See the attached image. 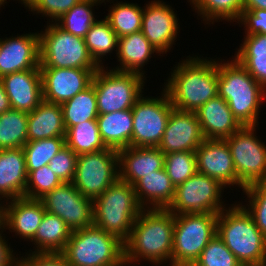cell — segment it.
I'll return each instance as SVG.
<instances>
[{
  "instance_id": "27",
  "label": "cell",
  "mask_w": 266,
  "mask_h": 266,
  "mask_svg": "<svg viewBox=\"0 0 266 266\" xmlns=\"http://www.w3.org/2000/svg\"><path fill=\"white\" fill-rule=\"evenodd\" d=\"M159 51L146 39L142 31L118 39L117 58L121 66L113 70L137 73L145 76L141 69L152 54ZM142 71V72H141Z\"/></svg>"
},
{
  "instance_id": "38",
  "label": "cell",
  "mask_w": 266,
  "mask_h": 266,
  "mask_svg": "<svg viewBox=\"0 0 266 266\" xmlns=\"http://www.w3.org/2000/svg\"><path fill=\"white\" fill-rule=\"evenodd\" d=\"M65 145V137H53L27 142L22 149L25 154L28 175L32 171L47 165Z\"/></svg>"
},
{
  "instance_id": "26",
  "label": "cell",
  "mask_w": 266,
  "mask_h": 266,
  "mask_svg": "<svg viewBox=\"0 0 266 266\" xmlns=\"http://www.w3.org/2000/svg\"><path fill=\"white\" fill-rule=\"evenodd\" d=\"M66 129L61 104L43 100L28 113V142L65 137Z\"/></svg>"
},
{
  "instance_id": "24",
  "label": "cell",
  "mask_w": 266,
  "mask_h": 266,
  "mask_svg": "<svg viewBox=\"0 0 266 266\" xmlns=\"http://www.w3.org/2000/svg\"><path fill=\"white\" fill-rule=\"evenodd\" d=\"M28 172L22 148L0 150V200L25 197ZM5 197V198H4Z\"/></svg>"
},
{
  "instance_id": "39",
  "label": "cell",
  "mask_w": 266,
  "mask_h": 266,
  "mask_svg": "<svg viewBox=\"0 0 266 266\" xmlns=\"http://www.w3.org/2000/svg\"><path fill=\"white\" fill-rule=\"evenodd\" d=\"M164 169L176 187L197 172L195 151L165 154Z\"/></svg>"
},
{
  "instance_id": "17",
  "label": "cell",
  "mask_w": 266,
  "mask_h": 266,
  "mask_svg": "<svg viewBox=\"0 0 266 266\" xmlns=\"http://www.w3.org/2000/svg\"><path fill=\"white\" fill-rule=\"evenodd\" d=\"M204 140L196 113L173 108L158 148L164 154L195 151Z\"/></svg>"
},
{
  "instance_id": "32",
  "label": "cell",
  "mask_w": 266,
  "mask_h": 266,
  "mask_svg": "<svg viewBox=\"0 0 266 266\" xmlns=\"http://www.w3.org/2000/svg\"><path fill=\"white\" fill-rule=\"evenodd\" d=\"M65 129L98 117L97 99L93 84L61 104Z\"/></svg>"
},
{
  "instance_id": "13",
  "label": "cell",
  "mask_w": 266,
  "mask_h": 266,
  "mask_svg": "<svg viewBox=\"0 0 266 266\" xmlns=\"http://www.w3.org/2000/svg\"><path fill=\"white\" fill-rule=\"evenodd\" d=\"M173 108L164 89L160 98L141 96L132 108L133 131L130 147H158Z\"/></svg>"
},
{
  "instance_id": "11",
  "label": "cell",
  "mask_w": 266,
  "mask_h": 266,
  "mask_svg": "<svg viewBox=\"0 0 266 266\" xmlns=\"http://www.w3.org/2000/svg\"><path fill=\"white\" fill-rule=\"evenodd\" d=\"M118 178V151L106 148L78 155L72 183L83 196L94 200Z\"/></svg>"
},
{
  "instance_id": "42",
  "label": "cell",
  "mask_w": 266,
  "mask_h": 266,
  "mask_svg": "<svg viewBox=\"0 0 266 266\" xmlns=\"http://www.w3.org/2000/svg\"><path fill=\"white\" fill-rule=\"evenodd\" d=\"M61 184L62 182L52 172L48 164L44 165L28 175L25 197L40 199Z\"/></svg>"
},
{
  "instance_id": "46",
  "label": "cell",
  "mask_w": 266,
  "mask_h": 266,
  "mask_svg": "<svg viewBox=\"0 0 266 266\" xmlns=\"http://www.w3.org/2000/svg\"><path fill=\"white\" fill-rule=\"evenodd\" d=\"M22 266H69L61 253H31L19 259Z\"/></svg>"
},
{
  "instance_id": "43",
  "label": "cell",
  "mask_w": 266,
  "mask_h": 266,
  "mask_svg": "<svg viewBox=\"0 0 266 266\" xmlns=\"http://www.w3.org/2000/svg\"><path fill=\"white\" fill-rule=\"evenodd\" d=\"M78 155L66 145L48 163L62 183H71L75 177Z\"/></svg>"
},
{
  "instance_id": "49",
  "label": "cell",
  "mask_w": 266,
  "mask_h": 266,
  "mask_svg": "<svg viewBox=\"0 0 266 266\" xmlns=\"http://www.w3.org/2000/svg\"><path fill=\"white\" fill-rule=\"evenodd\" d=\"M11 109L9 98L4 90L3 83L0 79V114Z\"/></svg>"
},
{
  "instance_id": "36",
  "label": "cell",
  "mask_w": 266,
  "mask_h": 266,
  "mask_svg": "<svg viewBox=\"0 0 266 266\" xmlns=\"http://www.w3.org/2000/svg\"><path fill=\"white\" fill-rule=\"evenodd\" d=\"M105 17L118 38L142 29L143 8L135 3L117 2L110 7Z\"/></svg>"
},
{
  "instance_id": "23",
  "label": "cell",
  "mask_w": 266,
  "mask_h": 266,
  "mask_svg": "<svg viewBox=\"0 0 266 266\" xmlns=\"http://www.w3.org/2000/svg\"><path fill=\"white\" fill-rule=\"evenodd\" d=\"M195 113L205 139L224 140L242 127L233 116L228 103L219 95L206 102Z\"/></svg>"
},
{
  "instance_id": "41",
  "label": "cell",
  "mask_w": 266,
  "mask_h": 266,
  "mask_svg": "<svg viewBox=\"0 0 266 266\" xmlns=\"http://www.w3.org/2000/svg\"><path fill=\"white\" fill-rule=\"evenodd\" d=\"M249 200L246 211L250 214L258 229L266 237V181L256 182L243 190Z\"/></svg>"
},
{
  "instance_id": "50",
  "label": "cell",
  "mask_w": 266,
  "mask_h": 266,
  "mask_svg": "<svg viewBox=\"0 0 266 266\" xmlns=\"http://www.w3.org/2000/svg\"><path fill=\"white\" fill-rule=\"evenodd\" d=\"M242 266H266V263H262V264H252V265H242Z\"/></svg>"
},
{
  "instance_id": "44",
  "label": "cell",
  "mask_w": 266,
  "mask_h": 266,
  "mask_svg": "<svg viewBox=\"0 0 266 266\" xmlns=\"http://www.w3.org/2000/svg\"><path fill=\"white\" fill-rule=\"evenodd\" d=\"M81 0H23L25 7L32 12L42 14L56 22L64 13L68 12ZM54 19V21H53Z\"/></svg>"
},
{
  "instance_id": "29",
  "label": "cell",
  "mask_w": 266,
  "mask_h": 266,
  "mask_svg": "<svg viewBox=\"0 0 266 266\" xmlns=\"http://www.w3.org/2000/svg\"><path fill=\"white\" fill-rule=\"evenodd\" d=\"M71 228L57 215L45 212L35 236L30 240L37 249L33 253H61L72 234Z\"/></svg>"
},
{
  "instance_id": "7",
  "label": "cell",
  "mask_w": 266,
  "mask_h": 266,
  "mask_svg": "<svg viewBox=\"0 0 266 266\" xmlns=\"http://www.w3.org/2000/svg\"><path fill=\"white\" fill-rule=\"evenodd\" d=\"M218 214L174 215L172 266H192L217 235Z\"/></svg>"
},
{
  "instance_id": "3",
  "label": "cell",
  "mask_w": 266,
  "mask_h": 266,
  "mask_svg": "<svg viewBox=\"0 0 266 266\" xmlns=\"http://www.w3.org/2000/svg\"><path fill=\"white\" fill-rule=\"evenodd\" d=\"M218 95L242 126H258L259 106L266 99V89L236 59L218 61Z\"/></svg>"
},
{
  "instance_id": "48",
  "label": "cell",
  "mask_w": 266,
  "mask_h": 266,
  "mask_svg": "<svg viewBox=\"0 0 266 266\" xmlns=\"http://www.w3.org/2000/svg\"><path fill=\"white\" fill-rule=\"evenodd\" d=\"M252 9L266 10V0H243V11H250Z\"/></svg>"
},
{
  "instance_id": "34",
  "label": "cell",
  "mask_w": 266,
  "mask_h": 266,
  "mask_svg": "<svg viewBox=\"0 0 266 266\" xmlns=\"http://www.w3.org/2000/svg\"><path fill=\"white\" fill-rule=\"evenodd\" d=\"M84 39L90 56L99 67H103L101 59L112 53L113 49H116L117 54L119 38L106 18L97 20Z\"/></svg>"
},
{
  "instance_id": "40",
  "label": "cell",
  "mask_w": 266,
  "mask_h": 266,
  "mask_svg": "<svg viewBox=\"0 0 266 266\" xmlns=\"http://www.w3.org/2000/svg\"><path fill=\"white\" fill-rule=\"evenodd\" d=\"M192 266H242V264L216 235L209 241Z\"/></svg>"
},
{
  "instance_id": "37",
  "label": "cell",
  "mask_w": 266,
  "mask_h": 266,
  "mask_svg": "<svg viewBox=\"0 0 266 266\" xmlns=\"http://www.w3.org/2000/svg\"><path fill=\"white\" fill-rule=\"evenodd\" d=\"M189 2L206 24L209 22L213 24L214 20L237 22L243 11V0H189Z\"/></svg>"
},
{
  "instance_id": "45",
  "label": "cell",
  "mask_w": 266,
  "mask_h": 266,
  "mask_svg": "<svg viewBox=\"0 0 266 266\" xmlns=\"http://www.w3.org/2000/svg\"><path fill=\"white\" fill-rule=\"evenodd\" d=\"M244 24L246 35L266 34V10L252 9L250 11H242L238 20Z\"/></svg>"
},
{
  "instance_id": "19",
  "label": "cell",
  "mask_w": 266,
  "mask_h": 266,
  "mask_svg": "<svg viewBox=\"0 0 266 266\" xmlns=\"http://www.w3.org/2000/svg\"><path fill=\"white\" fill-rule=\"evenodd\" d=\"M40 66L39 33L0 38V78Z\"/></svg>"
},
{
  "instance_id": "6",
  "label": "cell",
  "mask_w": 266,
  "mask_h": 266,
  "mask_svg": "<svg viewBox=\"0 0 266 266\" xmlns=\"http://www.w3.org/2000/svg\"><path fill=\"white\" fill-rule=\"evenodd\" d=\"M61 254L69 266H126L124 242L95 225L74 230Z\"/></svg>"
},
{
  "instance_id": "10",
  "label": "cell",
  "mask_w": 266,
  "mask_h": 266,
  "mask_svg": "<svg viewBox=\"0 0 266 266\" xmlns=\"http://www.w3.org/2000/svg\"><path fill=\"white\" fill-rule=\"evenodd\" d=\"M257 126H242L224 139L231 151L238 186L242 189L266 181V146L254 134Z\"/></svg>"
},
{
  "instance_id": "4",
  "label": "cell",
  "mask_w": 266,
  "mask_h": 266,
  "mask_svg": "<svg viewBox=\"0 0 266 266\" xmlns=\"http://www.w3.org/2000/svg\"><path fill=\"white\" fill-rule=\"evenodd\" d=\"M217 217V236L242 265L266 263V237L258 229L246 206L233 204Z\"/></svg>"
},
{
  "instance_id": "15",
  "label": "cell",
  "mask_w": 266,
  "mask_h": 266,
  "mask_svg": "<svg viewBox=\"0 0 266 266\" xmlns=\"http://www.w3.org/2000/svg\"><path fill=\"white\" fill-rule=\"evenodd\" d=\"M43 100L62 104L92 84L97 70L79 68H40Z\"/></svg>"
},
{
  "instance_id": "5",
  "label": "cell",
  "mask_w": 266,
  "mask_h": 266,
  "mask_svg": "<svg viewBox=\"0 0 266 266\" xmlns=\"http://www.w3.org/2000/svg\"><path fill=\"white\" fill-rule=\"evenodd\" d=\"M143 209L134 186L118 178L93 200V225L125 242Z\"/></svg>"
},
{
  "instance_id": "35",
  "label": "cell",
  "mask_w": 266,
  "mask_h": 266,
  "mask_svg": "<svg viewBox=\"0 0 266 266\" xmlns=\"http://www.w3.org/2000/svg\"><path fill=\"white\" fill-rule=\"evenodd\" d=\"M101 1V2H100ZM105 0H81L68 12L64 13L55 23L64 31L85 38L90 27L97 21L92 7L102 4ZM109 2V0H107Z\"/></svg>"
},
{
  "instance_id": "8",
  "label": "cell",
  "mask_w": 266,
  "mask_h": 266,
  "mask_svg": "<svg viewBox=\"0 0 266 266\" xmlns=\"http://www.w3.org/2000/svg\"><path fill=\"white\" fill-rule=\"evenodd\" d=\"M40 37V68H79L98 70L85 39L61 29L55 22L47 25Z\"/></svg>"
},
{
  "instance_id": "9",
  "label": "cell",
  "mask_w": 266,
  "mask_h": 266,
  "mask_svg": "<svg viewBox=\"0 0 266 266\" xmlns=\"http://www.w3.org/2000/svg\"><path fill=\"white\" fill-rule=\"evenodd\" d=\"M144 77L137 73L113 69L105 71L104 66H101L92 80L98 115L132 109L136 101L143 96Z\"/></svg>"
},
{
  "instance_id": "47",
  "label": "cell",
  "mask_w": 266,
  "mask_h": 266,
  "mask_svg": "<svg viewBox=\"0 0 266 266\" xmlns=\"http://www.w3.org/2000/svg\"><path fill=\"white\" fill-rule=\"evenodd\" d=\"M0 229L4 230V225L1 221ZM2 230L0 231V266H18L20 264L19 258L14 256L13 249H10V245L8 246L7 241L1 236Z\"/></svg>"
},
{
  "instance_id": "16",
  "label": "cell",
  "mask_w": 266,
  "mask_h": 266,
  "mask_svg": "<svg viewBox=\"0 0 266 266\" xmlns=\"http://www.w3.org/2000/svg\"><path fill=\"white\" fill-rule=\"evenodd\" d=\"M170 5L154 0L143 8L142 33L159 51V55L171 50L178 34V20Z\"/></svg>"
},
{
  "instance_id": "52",
  "label": "cell",
  "mask_w": 266,
  "mask_h": 266,
  "mask_svg": "<svg viewBox=\"0 0 266 266\" xmlns=\"http://www.w3.org/2000/svg\"><path fill=\"white\" fill-rule=\"evenodd\" d=\"M6 1H7V0H0V7H1L2 5L4 6V4L7 3ZM19 1H20V0H19ZM21 1H23V0H21Z\"/></svg>"
},
{
  "instance_id": "20",
  "label": "cell",
  "mask_w": 266,
  "mask_h": 266,
  "mask_svg": "<svg viewBox=\"0 0 266 266\" xmlns=\"http://www.w3.org/2000/svg\"><path fill=\"white\" fill-rule=\"evenodd\" d=\"M0 79L12 109L29 113L43 101L40 66L6 74Z\"/></svg>"
},
{
  "instance_id": "31",
  "label": "cell",
  "mask_w": 266,
  "mask_h": 266,
  "mask_svg": "<svg viewBox=\"0 0 266 266\" xmlns=\"http://www.w3.org/2000/svg\"><path fill=\"white\" fill-rule=\"evenodd\" d=\"M28 142V112L10 109L0 114V150L22 148Z\"/></svg>"
},
{
  "instance_id": "28",
  "label": "cell",
  "mask_w": 266,
  "mask_h": 266,
  "mask_svg": "<svg viewBox=\"0 0 266 266\" xmlns=\"http://www.w3.org/2000/svg\"><path fill=\"white\" fill-rule=\"evenodd\" d=\"M98 129L107 148L120 150L130 147L133 131L132 109L98 115Z\"/></svg>"
},
{
  "instance_id": "22",
  "label": "cell",
  "mask_w": 266,
  "mask_h": 266,
  "mask_svg": "<svg viewBox=\"0 0 266 266\" xmlns=\"http://www.w3.org/2000/svg\"><path fill=\"white\" fill-rule=\"evenodd\" d=\"M165 154L158 147H127L118 150L119 179L134 186L146 175L164 168Z\"/></svg>"
},
{
  "instance_id": "21",
  "label": "cell",
  "mask_w": 266,
  "mask_h": 266,
  "mask_svg": "<svg viewBox=\"0 0 266 266\" xmlns=\"http://www.w3.org/2000/svg\"><path fill=\"white\" fill-rule=\"evenodd\" d=\"M45 212L40 199L23 196L10 200L9 203L6 201L2 208L0 221L4 225V229H9L17 236L31 240L35 236Z\"/></svg>"
},
{
  "instance_id": "1",
  "label": "cell",
  "mask_w": 266,
  "mask_h": 266,
  "mask_svg": "<svg viewBox=\"0 0 266 266\" xmlns=\"http://www.w3.org/2000/svg\"><path fill=\"white\" fill-rule=\"evenodd\" d=\"M173 236V213L168 209H143L124 242L125 264L139 263L142 258L153 265L169 260L172 266Z\"/></svg>"
},
{
  "instance_id": "12",
  "label": "cell",
  "mask_w": 266,
  "mask_h": 266,
  "mask_svg": "<svg viewBox=\"0 0 266 266\" xmlns=\"http://www.w3.org/2000/svg\"><path fill=\"white\" fill-rule=\"evenodd\" d=\"M224 188L212 177L196 172L189 179L176 186L173 202L167 209L174 215L219 214L225 208L222 205L224 204L222 199H220Z\"/></svg>"
},
{
  "instance_id": "25",
  "label": "cell",
  "mask_w": 266,
  "mask_h": 266,
  "mask_svg": "<svg viewBox=\"0 0 266 266\" xmlns=\"http://www.w3.org/2000/svg\"><path fill=\"white\" fill-rule=\"evenodd\" d=\"M134 188L138 202L144 209H167L173 202L176 187L163 168L143 177Z\"/></svg>"
},
{
  "instance_id": "33",
  "label": "cell",
  "mask_w": 266,
  "mask_h": 266,
  "mask_svg": "<svg viewBox=\"0 0 266 266\" xmlns=\"http://www.w3.org/2000/svg\"><path fill=\"white\" fill-rule=\"evenodd\" d=\"M65 144L77 155L107 148L100 136L97 120H88L68 128L65 135Z\"/></svg>"
},
{
  "instance_id": "2",
  "label": "cell",
  "mask_w": 266,
  "mask_h": 266,
  "mask_svg": "<svg viewBox=\"0 0 266 266\" xmlns=\"http://www.w3.org/2000/svg\"><path fill=\"white\" fill-rule=\"evenodd\" d=\"M211 60L189 57L175 66L163 88L175 109L196 112L218 95V62Z\"/></svg>"
},
{
  "instance_id": "14",
  "label": "cell",
  "mask_w": 266,
  "mask_h": 266,
  "mask_svg": "<svg viewBox=\"0 0 266 266\" xmlns=\"http://www.w3.org/2000/svg\"><path fill=\"white\" fill-rule=\"evenodd\" d=\"M40 200L46 212L59 216L72 231L93 225V200L71 183H62Z\"/></svg>"
},
{
  "instance_id": "18",
  "label": "cell",
  "mask_w": 266,
  "mask_h": 266,
  "mask_svg": "<svg viewBox=\"0 0 266 266\" xmlns=\"http://www.w3.org/2000/svg\"><path fill=\"white\" fill-rule=\"evenodd\" d=\"M197 172L212 177L222 186L238 185V177L225 140L205 139L195 150Z\"/></svg>"
},
{
  "instance_id": "51",
  "label": "cell",
  "mask_w": 266,
  "mask_h": 266,
  "mask_svg": "<svg viewBox=\"0 0 266 266\" xmlns=\"http://www.w3.org/2000/svg\"><path fill=\"white\" fill-rule=\"evenodd\" d=\"M1 201V200H0ZM2 202H4V201H1V203H0V219H1V216H2V208H3V204H2ZM2 204V205H1Z\"/></svg>"
},
{
  "instance_id": "30",
  "label": "cell",
  "mask_w": 266,
  "mask_h": 266,
  "mask_svg": "<svg viewBox=\"0 0 266 266\" xmlns=\"http://www.w3.org/2000/svg\"><path fill=\"white\" fill-rule=\"evenodd\" d=\"M235 59L266 89V34L245 35Z\"/></svg>"
}]
</instances>
